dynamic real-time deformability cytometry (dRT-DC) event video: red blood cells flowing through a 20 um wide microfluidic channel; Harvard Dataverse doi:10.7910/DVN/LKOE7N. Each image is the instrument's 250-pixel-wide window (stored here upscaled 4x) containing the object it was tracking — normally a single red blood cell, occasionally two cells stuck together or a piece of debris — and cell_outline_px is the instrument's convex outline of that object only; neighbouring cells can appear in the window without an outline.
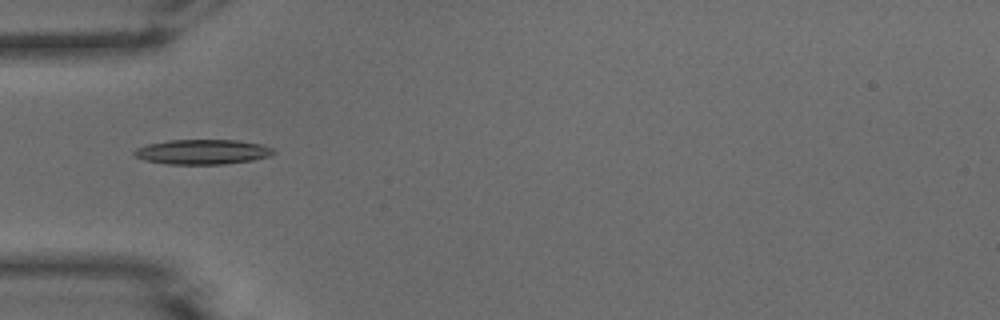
{"species": "common noctule bat (a hibernating species)", "species_latin": "Nyctalus noctula", "temperature_condition": "warm", "stored_images_in_passage": 36, "camera_frame_rate_fps": 3000, "um_per_image_px": 0.085, "animal": {"sex": "male", "body_mass_g": 15.6}, "frame": {"image": 1, "passage_image": 1, "time_ms": 0.0, "image_size_px": [1000, 320], "cell_outline_px": [[276, 152], [268, 156], [252, 160], [224, 164], [168, 164], [144, 160], [136, 156], [132, 152], [136, 148], [148, 144], [168, 140], [236, 140], [260, 144], [272, 148]], "centroid_in_image_um": [17.19, 12.91], "position_along_channel_um": 67.8, "area_um2": 20.06}}
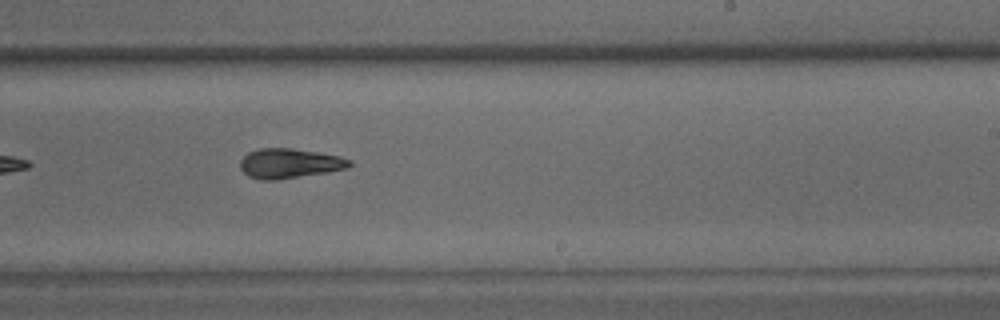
{"frame": {"image": 2, "passage_image": 16, "time_ms": 5.0, "image_size_px": [1000, 320], "cell_outline_px": [[352, 164], [348, 168], [328, 172], [276, 180], [260, 180], [248, 176], [240, 168], [240, 160], [248, 152], [260, 148], [292, 148], [340, 156], [352, 160]], "centroid_in_image_um": [24.61, 13.89], "position_along_channel_um": 264.4, "area_um2": 19.02}}
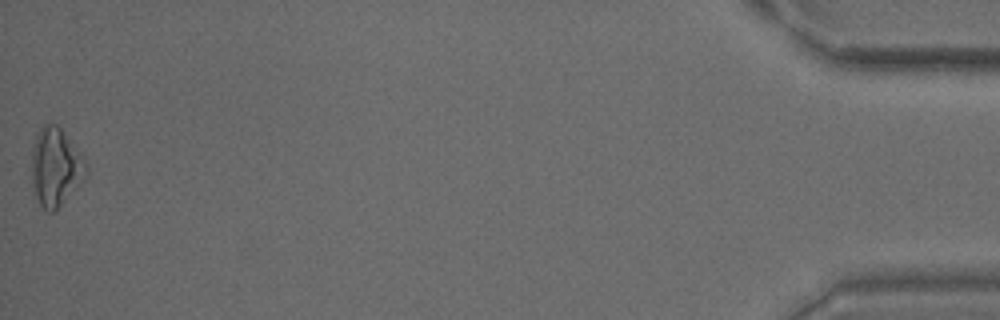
{"frame": {"image": 3, "passage_image": 36, "time_ms": 11.667, "image_size_px": [1000, 320], "cell_outline_px": [[88, 176], [52, 212], [48, 212], [40, 204], [36, 196], [32, 184], [32, 152], [36, 136], [40, 128], [44, 124], [56, 124], [60, 128], [80, 152], [88, 168]], "centroid_in_image_um": [4.74, 14.19], "position_along_channel_um": 430.5, "area_um2": 24.39}, "authors_computed_cell_mechanics": {"area_um2": 19.0162, "velocity_mm_per_s": 3.9229, "shape_relaxation_time_tau1_ms": 4.5303, "shape_relaxation_time_tau2_ms": 2.4339, "deformation_change_tau1": 0.1746, "deformation_change_tau2": 0.1102}}